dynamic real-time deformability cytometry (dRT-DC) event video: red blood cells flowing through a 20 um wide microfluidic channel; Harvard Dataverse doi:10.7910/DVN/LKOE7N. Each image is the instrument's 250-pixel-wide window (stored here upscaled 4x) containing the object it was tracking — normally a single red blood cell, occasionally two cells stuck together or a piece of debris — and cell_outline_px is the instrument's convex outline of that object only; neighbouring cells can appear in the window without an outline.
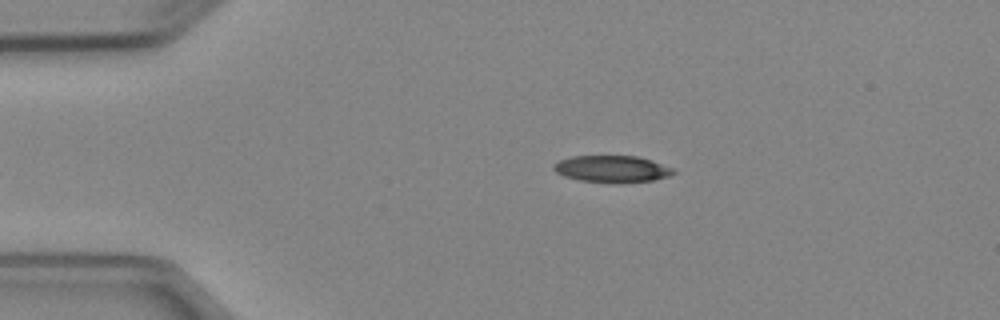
{"species": "Egyptian fruit bat (a non-hibernating species)", "species_latin": "Rousettus aegyptiacus", "temperature_condition": "cold", "stored_images_in_passage": 5, "camera_frame_rate_fps": 3000, "um_per_image_px": 0.085, "animal": {"sex": "female"}, "frame": {"image": 1, "passage_image": 5, "time_ms": 5.333, "image_size_px": [1000, 320], "cell_outline_px": [[676, 172], [668, 176], [652, 180], [620, 184], [612, 184], [580, 180], [564, 176], [556, 172], [552, 168], [552, 164], [560, 160], [572, 156], [636, 156], [652, 160], [672, 168]], "centroid_in_image_um": [52.0, 14.37], "position_along_channel_um": 33.0, "area_um2": 18.9}}